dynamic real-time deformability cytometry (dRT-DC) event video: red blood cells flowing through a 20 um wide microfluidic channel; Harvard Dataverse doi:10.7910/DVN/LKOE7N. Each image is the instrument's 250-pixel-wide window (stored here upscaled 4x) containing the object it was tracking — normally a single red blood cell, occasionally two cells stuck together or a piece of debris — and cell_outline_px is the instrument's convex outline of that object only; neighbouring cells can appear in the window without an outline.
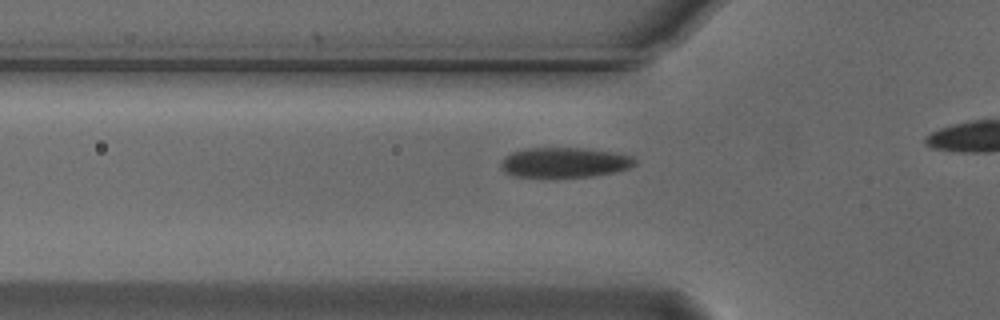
{"species": "Egyptian fruit bat (a non-hibernating species)", "species_latin": "Rousettus aegyptiacus", "temperature_condition": "cold", "stored_images_in_passage": 11, "camera_frame_rate_fps": 3000, "um_per_image_px": 0.085, "animal": {"sex": "male"}, "frame": {"image": 1, "passage_image": 5, "time_ms": 1.333, "image_size_px": [1000, 320], "cell_outline_px": [[636, 164], [628, 168], [612, 172], [592, 176], [516, 176], [504, 172], [500, 168], [500, 160], [504, 156], [512, 152], [528, 148], [584, 148], [612, 152], [632, 156], [636, 160]], "centroid_in_image_um": [47.94, 13.79], "position_along_channel_um": 77.9, "area_um2": 23.18}}
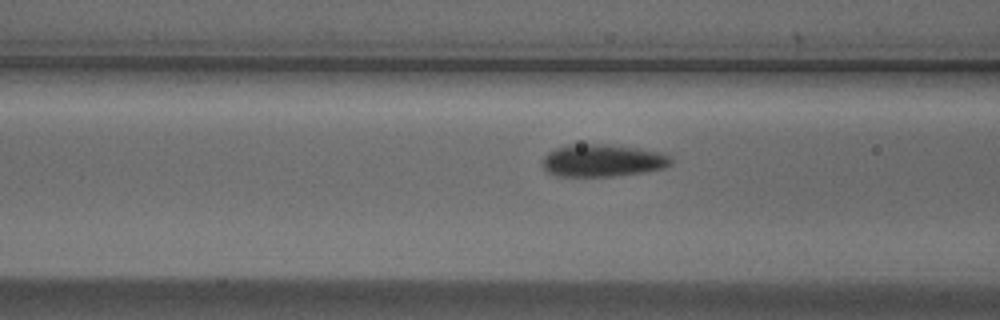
{"frame": {"image": 2, "passage_image": 8, "time_ms": 2.333, "image_size_px": [1000, 320], "cell_outline_px": [[672, 164], [664, 168], [644, 172], [612, 176], [556, 176], [548, 172], [540, 164], [544, 156], [552, 148], [568, 144], [604, 144], [640, 148], [664, 152], [672, 160]], "centroid_in_image_um": [51.19, 13.63], "position_along_channel_um": 115.4, "area_um2": 24.62}}